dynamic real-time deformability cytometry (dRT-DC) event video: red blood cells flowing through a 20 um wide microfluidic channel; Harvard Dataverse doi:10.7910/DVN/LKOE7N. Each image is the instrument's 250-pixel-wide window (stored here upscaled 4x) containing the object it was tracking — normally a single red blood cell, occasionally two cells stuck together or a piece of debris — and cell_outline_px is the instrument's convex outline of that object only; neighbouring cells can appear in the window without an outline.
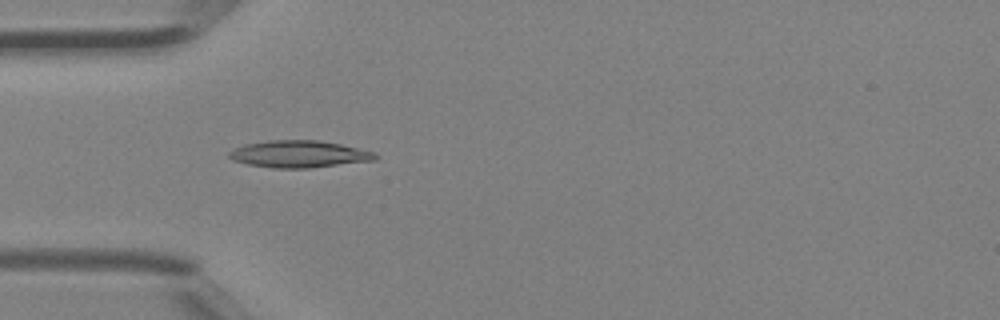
{"species": "Egyptian fruit bat (a non-hibernating species)", "species_latin": "Rousettus aegyptiacus", "temperature_condition": "room temperature", "stored_images_in_passage": 35, "camera_frame_rate_fps": 3000, "um_per_image_px": 0.085, "animal": {"sex": "female"}, "frame": {"image": 1, "passage_image": 5, "time_ms": 1.333, "image_size_px": [1000, 320], "cell_outline_px": [[376, 160], [308, 168], [272, 168], [248, 164], [232, 160], [228, 156], [228, 152], [232, 148], [244, 144], [268, 140], [316, 140], [340, 144], [376, 152]], "centroid_in_image_um": [25.37, 13.09], "position_along_channel_um": 59.6, "area_um2": 23.06}}
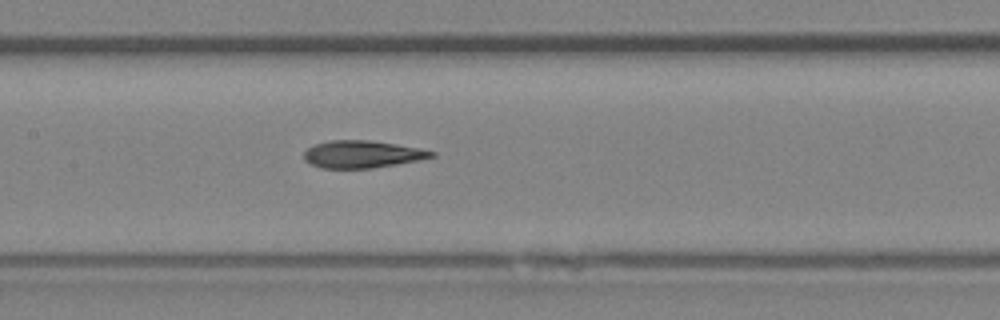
{"frame": {"image": 2, "passage_image": 13, "time_ms": 4.0, "image_size_px": [1000, 320], "cell_outline_px": [[436, 156], [420, 160], [372, 168], [320, 168], [304, 160], [304, 152], [312, 144], [332, 140], [368, 140], [396, 144], [420, 148], [436, 152]], "centroid_in_image_um": [30.79, 13.11], "position_along_channel_um": 176.6, "area_um2": 20.35}}
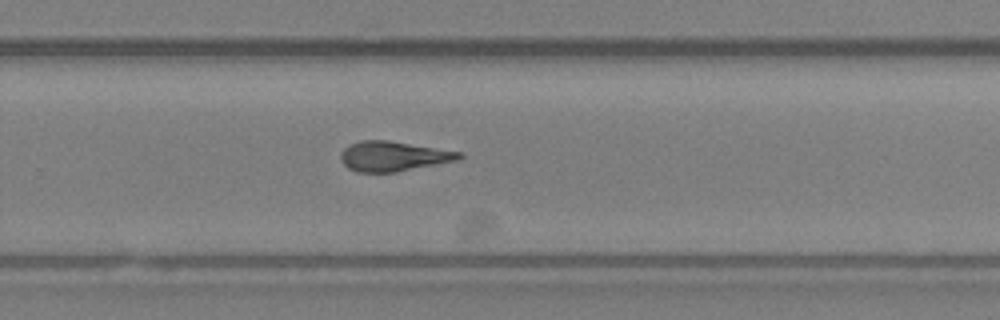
{"frame": {"image": 3, "passage_image": 21, "time_ms": 6.667, "image_size_px": [1000, 320], "cell_outline_px": [[464, 156], [456, 160], [396, 172], [356, 172], [348, 168], [340, 160], [340, 152], [348, 144], [360, 140], [388, 140], [460, 152]], "centroid_in_image_um": [33.35, 13.27], "position_along_channel_um": 296.4, "area_um2": 20.52}, "authors_computed_cell_mechanics": {"area_um2": 20.6346, "velocity_mm_per_s": 4.5053, "shape_relaxation_time_tau1_ms": 3.8313, "shape_relaxation_time_tau2_ms": 3.0291, "deformation_change_tau1": 0.1586, "deformation_change_tau2": 0.1356}}